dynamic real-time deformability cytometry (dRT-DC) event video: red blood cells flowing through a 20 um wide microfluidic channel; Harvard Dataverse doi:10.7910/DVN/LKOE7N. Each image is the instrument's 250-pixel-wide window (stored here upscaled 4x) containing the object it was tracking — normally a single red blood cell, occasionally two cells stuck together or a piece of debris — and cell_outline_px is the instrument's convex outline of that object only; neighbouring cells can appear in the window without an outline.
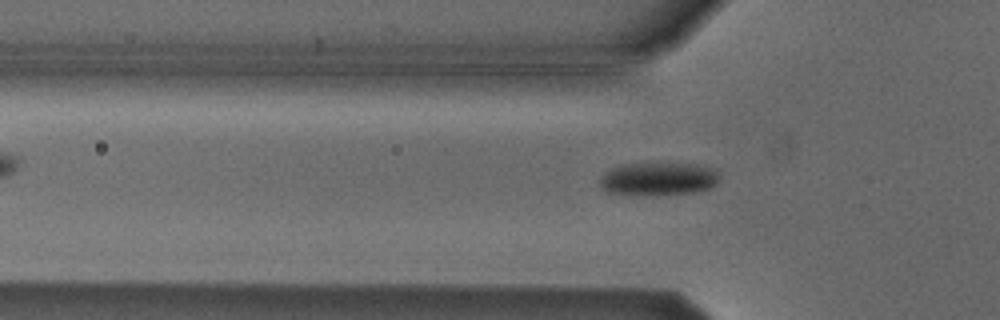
{"species": "Egyptian fruit bat (a non-hibernating species)", "species_latin": "Rousettus aegyptiacus", "temperature_condition": "cold", "stored_images_in_passage": 16, "camera_frame_rate_fps": 3000, "um_per_image_px": 0.085, "animal": {"sex": "male"}, "frame": {"image": 1, "passage_image": 3, "time_ms": 0.667, "image_size_px": [1000, 320], "cell_outline_px": [[716, 184], [708, 188], [692, 192], [608, 192], [600, 184], [600, 176], [604, 172], [620, 164], [696, 164], [716, 168]], "centroid_in_image_um": [55.96, 15.14], "position_along_channel_um": 69.8, "area_um2": 21.62}}
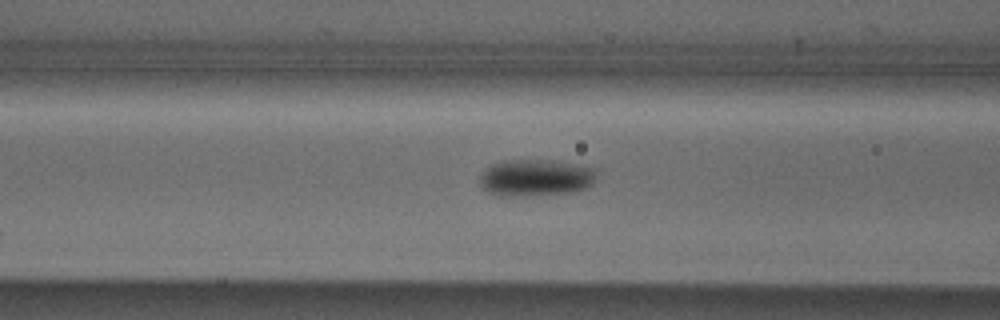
{"frame": {"image": 2, "passage_image": 7, "time_ms": 2.0, "image_size_px": [1000, 320], "cell_outline_px": [[596, 176], [592, 184], [588, 188], [568, 192], [524, 196], [500, 196], [488, 192], [480, 184], [480, 176], [484, 168], [492, 164], [508, 160], [544, 160], [580, 164], [596, 168]], "centroid_in_image_um": [45.53, 15.1], "position_along_channel_um": 121.1, "area_um2": 25.14}}
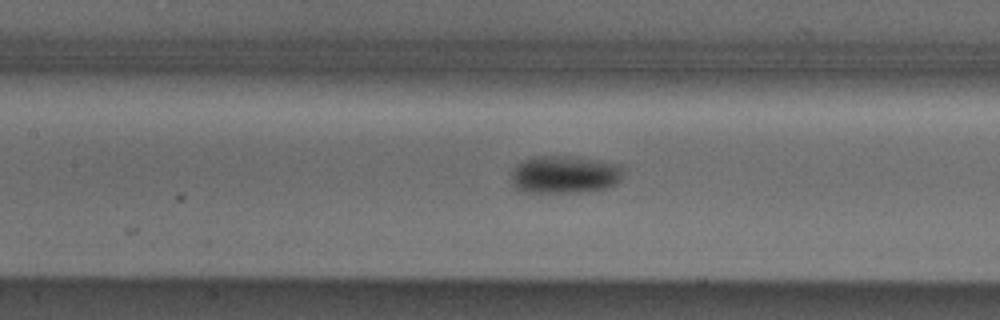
{"frame": {"image": 3, "passage_image": 10, "time_ms": 3.0, "image_size_px": [1000, 320], "cell_outline_px": [[620, 180], [616, 184], [608, 188], [588, 192], [520, 192], [512, 184], [512, 168], [516, 164], [532, 156], [568, 156], [596, 160], [620, 164]], "centroid_in_image_um": [47.95, 14.84], "position_along_channel_um": 159.5, "area_um2": 24.74}}